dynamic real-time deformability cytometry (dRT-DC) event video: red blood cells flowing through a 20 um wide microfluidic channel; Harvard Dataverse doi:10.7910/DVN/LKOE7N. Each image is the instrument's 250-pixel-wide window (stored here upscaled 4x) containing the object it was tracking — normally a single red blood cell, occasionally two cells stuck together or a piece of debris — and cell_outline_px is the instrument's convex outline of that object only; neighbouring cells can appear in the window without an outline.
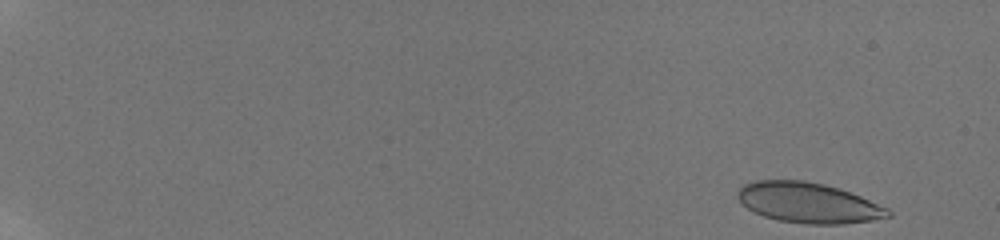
{"species": "human", "species_latin": "Homo sapiens", "temperature_condition": "room temperature", "stored_images_in_passage": 39, "camera_frame_rate_fps": 3000, "um_per_image_px": 0.085, "donor": {"sex": "male"}, "frame": {"image": 1, "passage_image": 3, "time_ms": 0.333, "image_size_px": [1000, 240], "cell_outline_px": [[892, 216], [872, 220], [844, 224], [804, 224], [776, 220], [764, 216], [748, 208], [736, 196], [736, 192], [744, 184], [756, 180], [804, 180], [824, 184], [840, 188], [860, 196], [888, 208], [892, 212]], "centroid_in_image_um": [68.72, 17.23], "position_along_channel_um": 16.3, "area_um2": 35.43}}
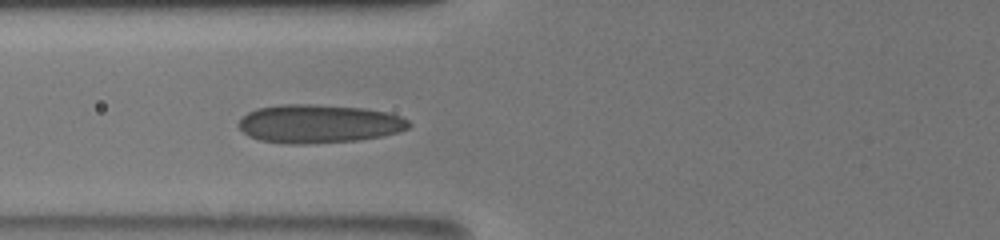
{"frame": {"image": 2, "passage_image": 33, "time_ms": 7.667, "image_size_px": [1000, 240], "cell_outline_px": [[412, 124], [408, 128], [400, 132], [380, 136], [356, 140], [308, 144], [288, 144], [260, 140], [248, 136], [236, 124], [248, 112], [256, 108], [280, 104], [312, 104], [364, 108], [388, 112], [400, 116], [408, 120]], "centroid_in_image_um": [27.09, 10.51], "position_along_channel_um": 98.7, "area_um2": 38.32}}
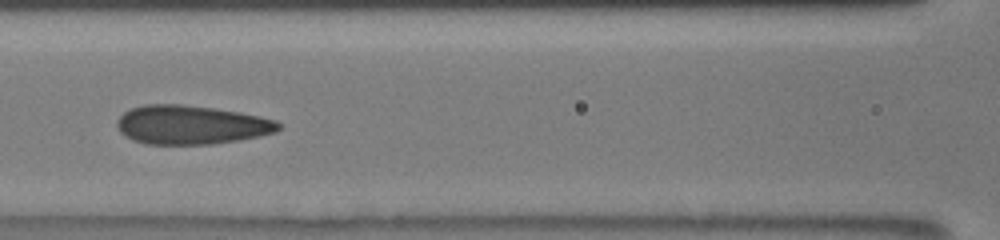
{"frame": {"image": 3, "passage_image": 37, "time_ms": 9.0, "image_size_px": [1000, 240], "cell_outline_px": [[280, 128], [276, 132], [260, 136], [240, 140], [212, 144], [144, 144], [132, 140], [124, 136], [120, 132], [116, 124], [120, 116], [124, 112], [132, 108], [144, 104], [180, 104], [212, 108], [240, 112], [260, 116], [276, 120], [280, 124]], "centroid_in_image_um": [16.24, 10.62], "position_along_channel_um": 150.4, "area_um2": 36.76}}